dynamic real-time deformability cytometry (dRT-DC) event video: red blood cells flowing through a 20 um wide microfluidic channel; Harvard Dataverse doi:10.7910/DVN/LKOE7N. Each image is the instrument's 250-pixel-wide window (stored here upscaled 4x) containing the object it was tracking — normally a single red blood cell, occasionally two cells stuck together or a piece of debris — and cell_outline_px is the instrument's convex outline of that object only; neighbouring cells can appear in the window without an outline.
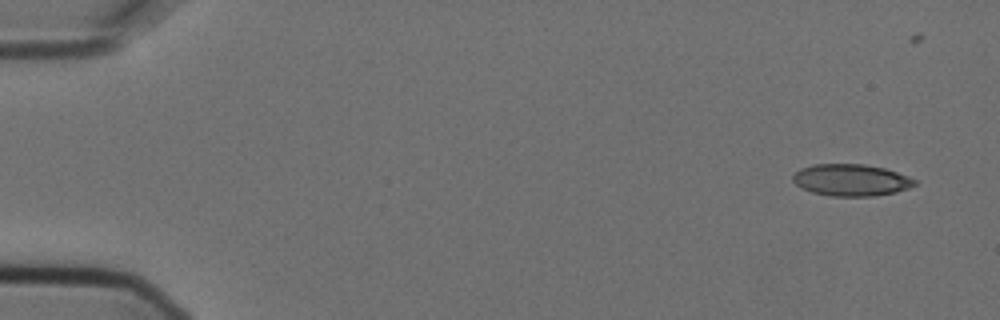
{"species": "Egyptian fruit bat (a non-hibernating species)", "species_latin": "Rousettus aegyptiacus", "temperature_condition": "cold", "stored_images_in_passage": 4, "camera_frame_rate_fps": 3000, "um_per_image_px": 0.085, "animal": {"sex": "female"}, "frame": {"image": 1, "passage_image": 1, "time_ms": 0.0, "image_size_px": [1000, 320], "cell_outline_px": [[916, 184], [908, 188], [896, 192], [876, 196], [832, 196], [812, 192], [800, 188], [792, 180], [792, 176], [800, 168], [812, 164], [864, 164], [884, 168], [908, 176], [916, 180]], "centroid_in_image_um": [72.32, 15.3], "position_along_channel_um": 12.7, "area_um2": 22.66}}
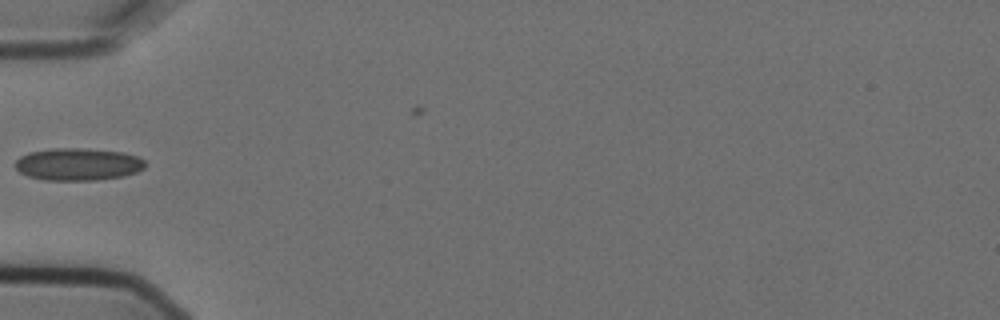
{"frame": {"image": 2, "passage_image": 4, "time_ms": 1.0, "image_size_px": [1000, 320], "cell_outline_px": [[148, 164], [144, 168], [136, 172], [120, 176], [96, 180], [44, 180], [28, 176], [20, 172], [16, 168], [16, 160], [20, 156], [28, 152], [56, 148], [80, 148], [124, 152], [136, 156], [144, 160]], "centroid_in_image_um": [6.63, 13.96], "position_along_channel_um": 78.4, "area_um2": 24.45}}